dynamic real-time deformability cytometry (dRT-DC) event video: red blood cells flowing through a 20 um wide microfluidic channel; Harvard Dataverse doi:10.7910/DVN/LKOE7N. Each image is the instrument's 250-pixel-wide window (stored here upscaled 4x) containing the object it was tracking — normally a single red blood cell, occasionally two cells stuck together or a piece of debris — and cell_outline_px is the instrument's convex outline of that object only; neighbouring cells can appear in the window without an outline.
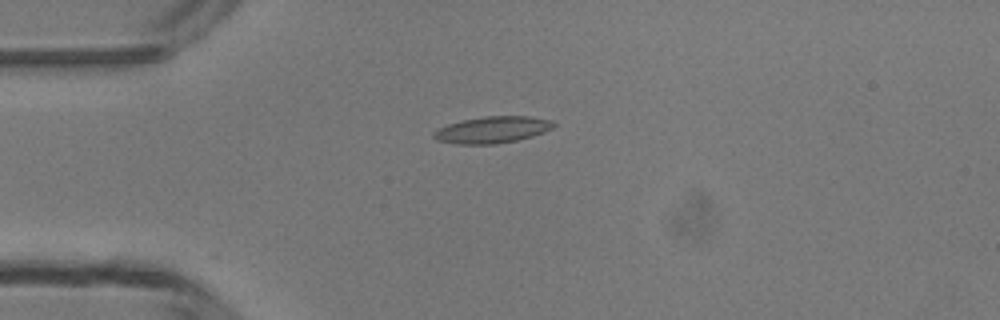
{"species": "common noctule bat (a hibernating species)", "species_latin": "Nyctalus noctula", "temperature_condition": "room temperature", "stored_images_in_passage": 4, "camera_frame_rate_fps": 3000, "um_per_image_px": 0.085, "animal": {"sex": "male", "body_mass_g": 13.3}, "frame": {"image": 1, "passage_image": 3, "time_ms": 2.333, "image_size_px": [1000, 320], "cell_outline_px": [[556, 124], [552, 128], [544, 132], [532, 136], [516, 140], [496, 144], [456, 144], [436, 140], [432, 136], [432, 132], [448, 124], [464, 120], [484, 116], [528, 116], [548, 120]], "centroid_in_image_um": [41.81, 11.03], "position_along_channel_um": 43.2, "area_um2": 18.44}}